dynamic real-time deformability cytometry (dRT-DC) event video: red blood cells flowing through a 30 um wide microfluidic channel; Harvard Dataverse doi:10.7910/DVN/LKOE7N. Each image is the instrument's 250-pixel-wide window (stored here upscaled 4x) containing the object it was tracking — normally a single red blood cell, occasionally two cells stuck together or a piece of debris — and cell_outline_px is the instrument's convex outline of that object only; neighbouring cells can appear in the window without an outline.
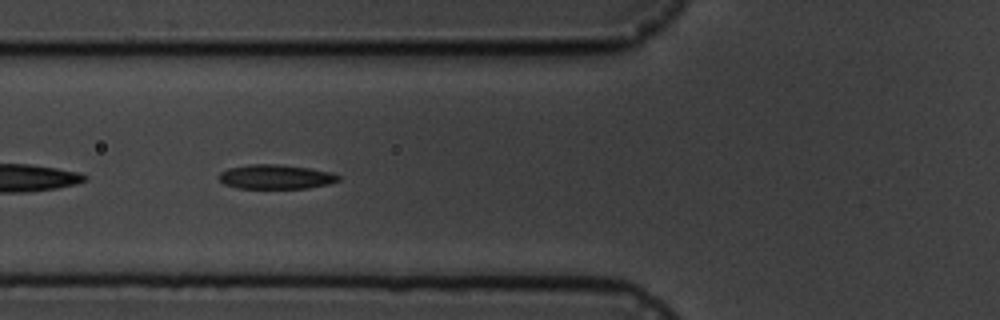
{"species": "common noctule bat (a hibernating species)", "species_latin": "Nyctalus noctula", "temperature_condition": "cold", "stored_images_in_passage": 20, "camera_frame_rate_fps": 3000, "um_per_image_px": 0.085, "animal": {"sex": "male", "body_mass_g": 19.5, "forearm_length_mm": 54.6}, "frame": {"image": 1, "passage_image": 9, "time_ms": 9.0, "image_size_px": [1000, 320], "cell_outline_px": [[340, 180], [328, 184], [308, 188], [236, 188], [224, 184], [220, 180], [220, 172], [228, 168], [248, 164], [276, 164], [308, 168], [332, 172], [340, 176]], "centroid_in_image_um": [23.44, 15.03], "position_along_channel_um": 102.4, "area_um2": 16.94}}
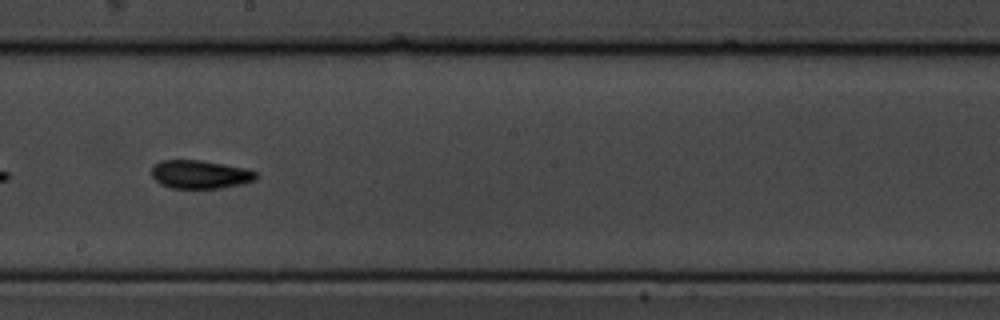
{"frame": {"image": 2, "passage_image": 12, "time_ms": 12.667, "image_size_px": [1000, 320], "cell_outline_px": [[256, 180], [240, 184], [220, 188], [172, 188], [160, 184], [152, 176], [152, 164], [160, 160], [200, 160], [248, 168], [256, 172]], "centroid_in_image_um": [16.99, 14.81], "position_along_channel_um": 231.2, "area_um2": 17.34}}
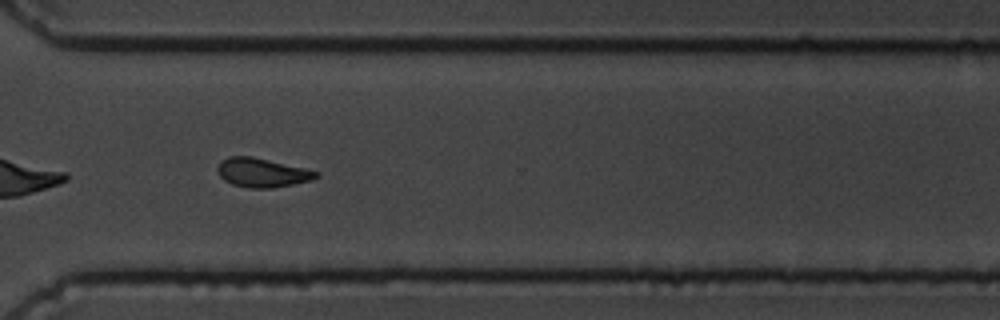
{"frame": {"image": 3, "passage_image": 15, "time_ms": 16.0, "image_size_px": [1000, 320], "cell_outline_px": [[320, 176], [312, 180], [272, 188], [248, 188], [232, 184], [224, 180], [220, 176], [216, 168], [220, 160], [228, 156], [252, 156], [304, 168], [320, 172]], "centroid_in_image_um": [22.26, 14.67], "position_along_channel_um": 348.3, "area_um2": 16.76}}